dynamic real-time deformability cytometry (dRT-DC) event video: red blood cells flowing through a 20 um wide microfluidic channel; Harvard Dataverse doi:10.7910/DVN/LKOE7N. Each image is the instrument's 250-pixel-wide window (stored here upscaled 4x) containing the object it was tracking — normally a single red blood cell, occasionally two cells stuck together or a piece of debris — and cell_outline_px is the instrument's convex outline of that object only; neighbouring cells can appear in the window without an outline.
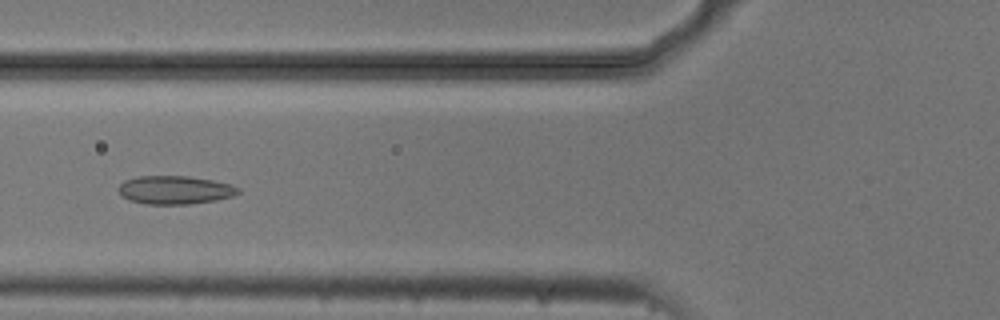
{"species": "common noctule bat (a hibernating species)", "species_latin": "Nyctalus noctula", "temperature_condition": "cold", "stored_images_in_passage": 55, "camera_frame_rate_fps": 3000, "um_per_image_px": 0.085, "animal": {"sex": "male", "body_mass_g": 20.5, "forearm_length_mm": 52.5}, "frame": {"image": 1, "passage_image": 21, "time_ms": 6.667, "image_size_px": [1000, 320], "cell_outline_px": [[240, 192], [232, 196], [216, 200], [188, 204], [148, 204], [128, 200], [120, 192], [120, 184], [124, 180], [136, 176], [188, 176], [212, 180], [232, 184], [240, 188]], "centroid_in_image_um": [14.89, 16.14], "position_along_channel_um": 110.9, "area_um2": 19.71}}
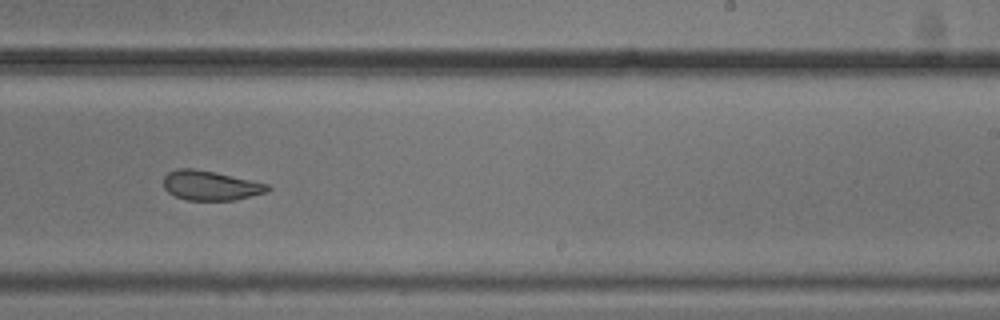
{"frame": {"image": 2, "passage_image": 34, "time_ms": 11.0, "image_size_px": [1000, 320], "cell_outline_px": [[272, 188], [268, 192], [236, 200], [188, 200], [176, 196], [168, 192], [164, 188], [164, 176], [168, 172], [176, 168], [192, 168], [216, 172], [268, 184]], "centroid_in_image_um": [17.91, 15.76], "position_along_channel_um": 271.1, "area_um2": 18.03}}
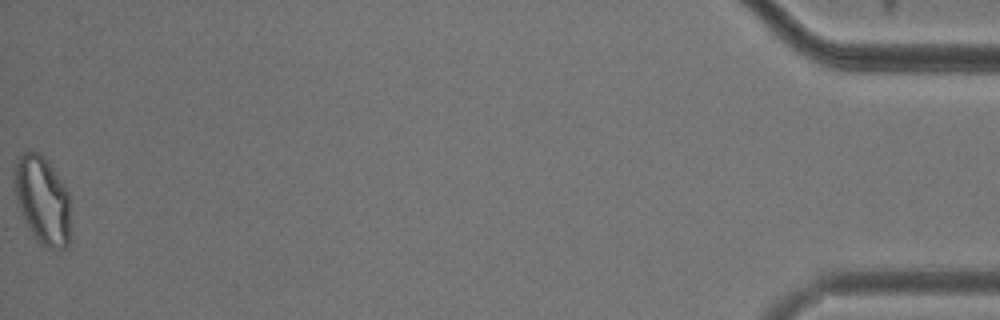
{"frame": {"image": 3, "passage_image": 55, "time_ms": 18.0, "image_size_px": [1000, 320], "cell_outline_px": [[68, 244], [64, 248], [48, 248], [40, 244], [32, 236], [16, 204], [12, 180], [12, 172], [16, 156], [24, 152], [40, 152], [52, 168], [68, 192]], "centroid_in_image_um": [3.51, 16.97], "position_along_channel_um": 431.7, "area_um2": 28.96}, "authors_computed_cell_mechanics": {"area_um2": 21.1548, "velocity_mm_per_s": 3.7038, "shape_relaxation_time_tau1_ms": null, "shape_relaxation_time_tau2_ms": 2.417, "deformation_change_tau1": null, "deformation_change_tau2": 0.0753}}